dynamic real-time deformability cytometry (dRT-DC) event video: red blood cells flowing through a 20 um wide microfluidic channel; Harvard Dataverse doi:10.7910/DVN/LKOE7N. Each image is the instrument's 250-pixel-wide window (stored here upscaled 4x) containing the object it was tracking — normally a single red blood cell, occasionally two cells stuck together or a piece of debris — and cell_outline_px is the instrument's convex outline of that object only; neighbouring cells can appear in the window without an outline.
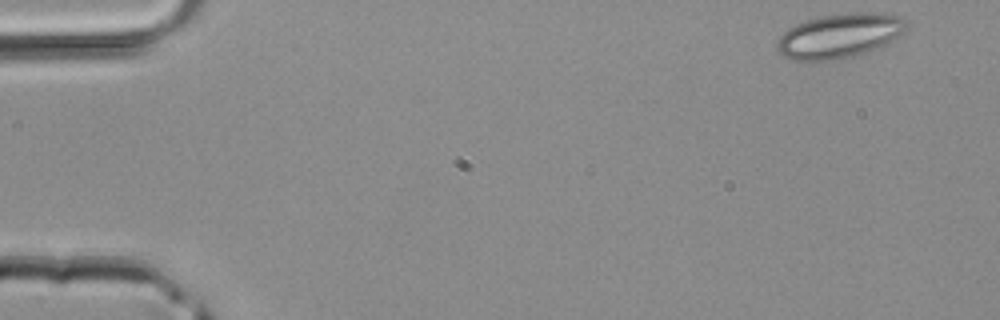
{"species": "common noctule bat (a hibernating species)", "species_latin": "Nyctalus noctula", "temperature_condition": "room temperature", "stored_images_in_passage": 10, "camera_frame_rate_fps": 3000, "um_per_image_px": 0.085, "animal": {"sex": "male", "body_mass_g": 20.4}, "frame": {"image": 1, "passage_image": 1, "time_ms": 0.0, "image_size_px": [1000, 320], "cell_outline_px": [[908, 28], [904, 32], [888, 44], [852, 56], [836, 60], [792, 60], [784, 56], [776, 48], [776, 40], [788, 28], [796, 24], [820, 16], [860, 12], [884, 12], [904, 16], [908, 20]], "centroid_in_image_um": [71.42, 3.02], "position_along_channel_um": 13.6, "area_um2": 33.81}}